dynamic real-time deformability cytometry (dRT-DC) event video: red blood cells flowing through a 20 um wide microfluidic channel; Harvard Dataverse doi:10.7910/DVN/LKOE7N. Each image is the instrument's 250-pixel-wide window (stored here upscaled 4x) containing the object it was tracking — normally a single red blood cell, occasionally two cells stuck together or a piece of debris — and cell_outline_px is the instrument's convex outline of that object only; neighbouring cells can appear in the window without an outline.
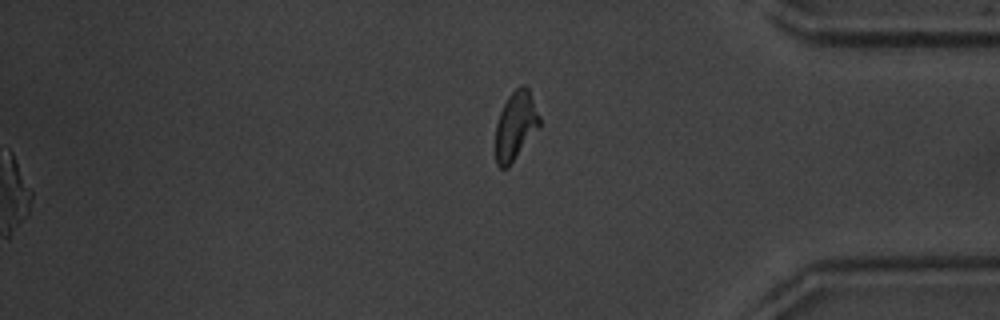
{"species": "common noctule bat (a hibernating species)", "species_latin": "Nyctalus noctula", "temperature_condition": "warm", "stored_images_in_passage": 53, "segment_of_instrument_passage": [2, 2], "camera_frame_rate_fps": 3000, "um_per_image_px": 0.085, "animal": {"sex": "male", "body_mass_g": 20.1, "forearm_length_mm": 53.5}, "frame": {"image": 1, "passage_image": 53, "time_ms": 17.333, "image_size_px": [1000, 320], "cell_outline_px": [[540, 128], [508, 168], [500, 168], [496, 164], [496, 124], [500, 112], [508, 96], [520, 84], [524, 84], [528, 88], [540, 116]], "centroid_in_image_um": [43.84, 10.69], "position_along_channel_um": 391.4, "area_um2": 17.74}}